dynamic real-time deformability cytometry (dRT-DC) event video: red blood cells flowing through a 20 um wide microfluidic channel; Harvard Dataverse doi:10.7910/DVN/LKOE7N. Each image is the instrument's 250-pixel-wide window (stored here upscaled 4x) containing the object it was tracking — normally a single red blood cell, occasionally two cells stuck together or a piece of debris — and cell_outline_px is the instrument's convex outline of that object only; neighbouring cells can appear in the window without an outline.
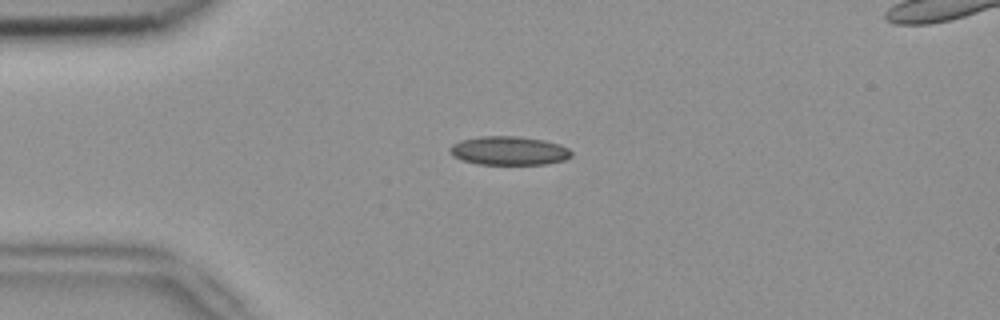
{"species": "common noctule bat (a hibernating species)", "species_latin": "Nyctalus noctula", "temperature_condition": "room temperature", "stored_images_in_passage": 8, "camera_frame_rate_fps": 3000, "um_per_image_px": 0.085, "animal": {"sex": "female", "body_mass_g": 18.4}, "frame": {"image": 1, "passage_image": 2, "time_ms": 0.333, "image_size_px": [1000, 320], "cell_outline_px": [[572, 156], [564, 160], [544, 164], [476, 164], [452, 156], [448, 152], [448, 148], [452, 144], [460, 140], [480, 136], [520, 136], [544, 140], [560, 144], [568, 148], [572, 152]], "centroid_in_image_um": [43.24, 12.8], "position_along_channel_um": 41.8, "area_um2": 20.52}}
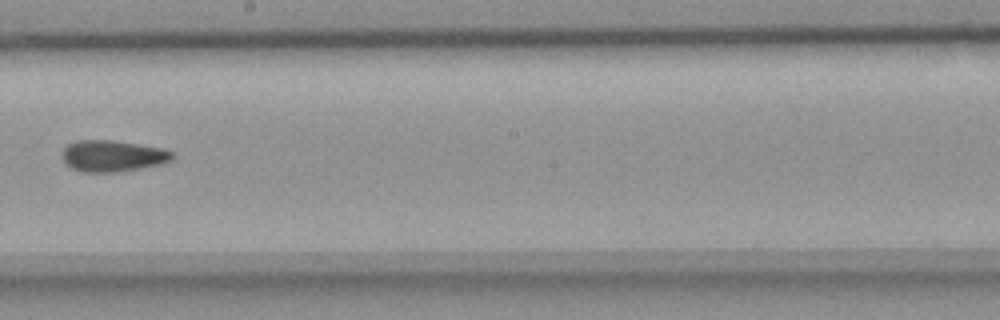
{"frame": {"image": 2, "passage_image": 7, "time_ms": 2.0, "image_size_px": [1000, 320], "cell_outline_px": [[176, 156], [172, 160], [160, 164], [140, 168], [116, 172], [80, 172], [72, 168], [60, 156], [60, 152], [68, 144], [76, 140], [112, 140], [164, 148], [172, 152]], "centroid_in_image_um": [9.56, 13.25], "position_along_channel_um": 238.6, "area_um2": 20.29}}
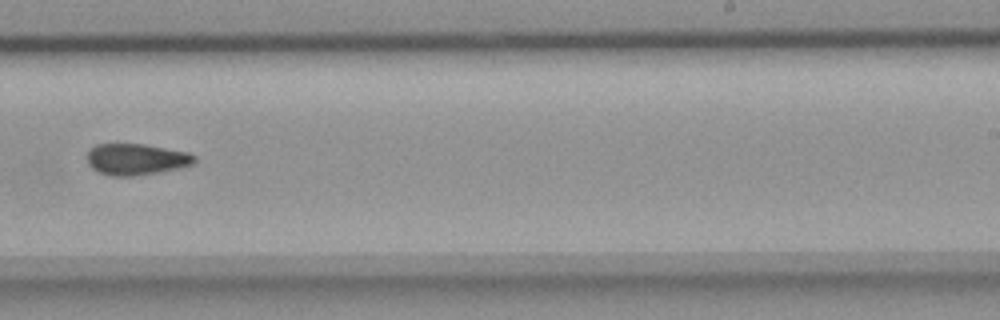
{"frame": {"image": 3, "passage_image": 8, "time_ms": 2.333, "image_size_px": [1000, 320], "cell_outline_px": [[196, 160], [192, 164], [180, 168], [160, 172], [132, 176], [112, 176], [96, 172], [88, 164], [88, 152], [96, 144], [144, 144], [188, 152], [196, 156]], "centroid_in_image_um": [11.58, 13.55], "position_along_channel_um": 277.4, "area_um2": 19.65}}